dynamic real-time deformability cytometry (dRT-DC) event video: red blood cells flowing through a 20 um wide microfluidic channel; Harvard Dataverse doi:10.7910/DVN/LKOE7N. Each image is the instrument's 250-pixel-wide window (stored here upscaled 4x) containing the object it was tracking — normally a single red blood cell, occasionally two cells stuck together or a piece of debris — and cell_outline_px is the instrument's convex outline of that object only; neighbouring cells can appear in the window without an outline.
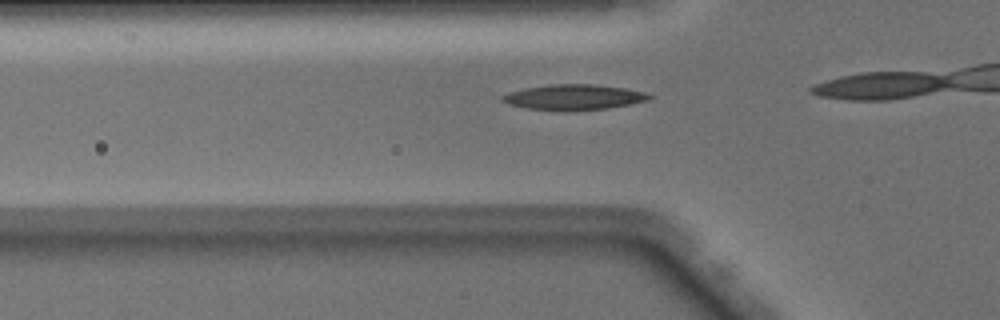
{"species": "Egyptian fruit bat (a non-hibernating species)", "species_latin": "Rousettus aegyptiacus", "temperature_condition": "warm", "stored_images_in_passage": 17, "camera_frame_rate_fps": 3000, "um_per_image_px": 0.085, "animal": {"sex": "male"}, "frame": {"image": 1, "passage_image": 12, "time_ms": 3.667, "image_size_px": [1000, 320], "cell_outline_px": [[652, 96], [648, 100], [632, 104], [608, 108], [524, 108], [508, 104], [500, 100], [500, 96], [508, 92], [524, 88], [552, 84], [592, 84], [624, 88], [644, 92]], "centroid_in_image_um": [48.75, 8.22], "position_along_channel_um": 77.1, "area_um2": 20.87}}
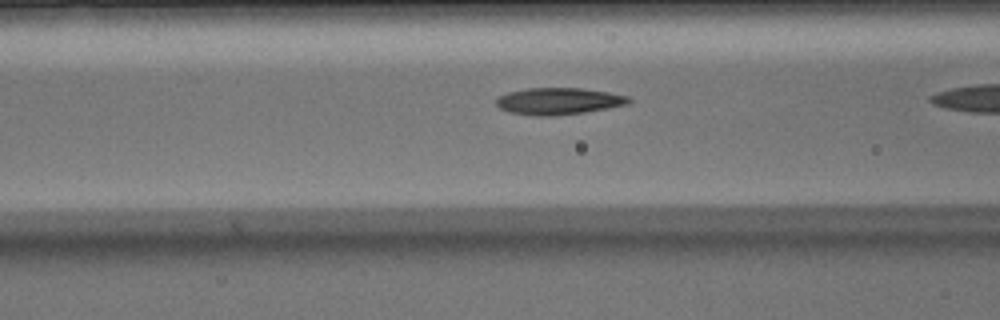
{"frame": {"image": 2, "passage_image": 15, "time_ms": 4.667, "image_size_px": [1000, 320], "cell_outline_px": [[632, 100], [628, 104], [608, 108], [584, 112], [552, 116], [532, 116], [512, 112], [500, 108], [496, 104], [496, 96], [508, 92], [528, 88], [584, 88], [608, 92], [628, 96]], "centroid_in_image_um": [47.47, 8.59], "position_along_channel_um": 119.1, "area_um2": 20.75}}